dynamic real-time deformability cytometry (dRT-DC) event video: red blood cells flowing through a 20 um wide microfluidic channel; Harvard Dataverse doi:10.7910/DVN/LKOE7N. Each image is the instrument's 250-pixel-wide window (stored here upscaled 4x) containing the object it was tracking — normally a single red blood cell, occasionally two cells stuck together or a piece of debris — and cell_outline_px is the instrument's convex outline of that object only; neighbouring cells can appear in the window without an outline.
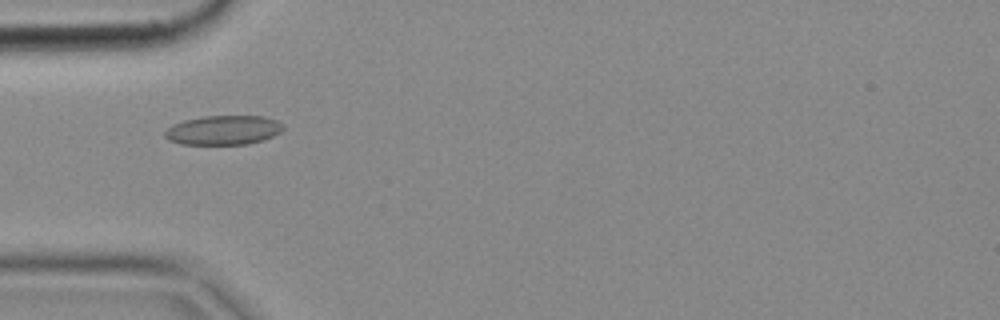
{"species": "common noctule bat (a hibernating species)", "species_latin": "Nyctalus noctula", "temperature_condition": "cold", "stored_images_in_passage": 4, "camera_frame_rate_fps": 3000, "um_per_image_px": 0.085, "animal": {"sex": "female", "body_mass_g": 18.4}, "frame": {"image": 1, "passage_image": 2, "time_ms": 0.333, "image_size_px": [1000, 320], "cell_outline_px": [[284, 128], [280, 132], [264, 140], [248, 144], [180, 144], [168, 140], [164, 136], [164, 132], [172, 124], [184, 120], [204, 116], [264, 116], [276, 120], [284, 124]], "centroid_in_image_um": [18.99, 11.06], "position_along_channel_um": 66.0, "area_um2": 20.35}}
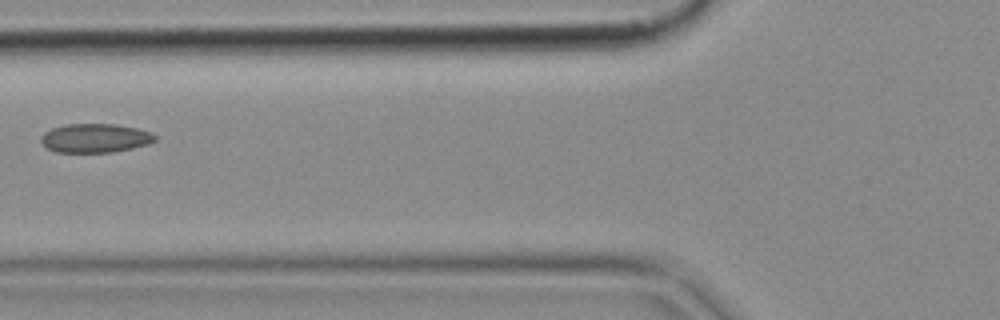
{"frame": {"image": 2, "passage_image": 3, "time_ms": 0.667, "image_size_px": [1000, 320], "cell_outline_px": [[156, 140], [148, 144], [132, 148], [112, 152], [56, 152], [48, 148], [40, 140], [40, 136], [44, 132], [52, 128], [64, 124], [116, 124], [136, 128], [148, 132], [156, 136]], "centroid_in_image_um": [8.06, 11.73], "position_along_channel_um": 117.7, "area_um2": 19.13}}